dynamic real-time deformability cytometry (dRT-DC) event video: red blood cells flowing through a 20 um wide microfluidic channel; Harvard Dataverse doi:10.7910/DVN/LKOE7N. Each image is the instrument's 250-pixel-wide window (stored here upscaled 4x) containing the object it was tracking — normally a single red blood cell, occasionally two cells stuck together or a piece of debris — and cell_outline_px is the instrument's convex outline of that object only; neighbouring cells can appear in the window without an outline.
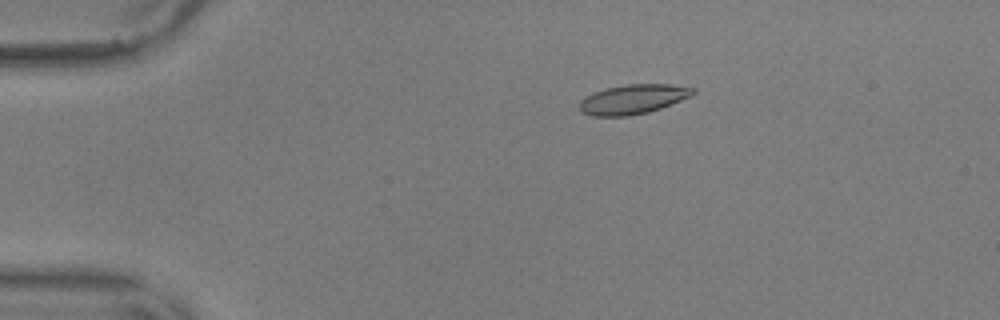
{"species": "common noctule bat (a hibernating species)", "species_latin": "Nyctalus noctula", "temperature_condition": "warm", "stored_images_in_passage": 21, "camera_frame_rate_fps": 3000, "um_per_image_px": 0.085, "animal": {"sex": "male", "body_mass_g": 17.9, "forearm_length_mm": 54.2}, "frame": {"image": 1, "passage_image": 1, "time_ms": 0.0, "image_size_px": [1000, 320], "cell_outline_px": [[696, 92], [692, 96], [660, 108], [648, 112], [628, 116], [592, 116], [580, 112], [580, 100], [592, 92], [604, 88], [628, 84], [668, 84], [696, 88]], "centroid_in_image_um": [53.79, 8.43], "position_along_channel_um": 31.2, "area_um2": 19.65}}
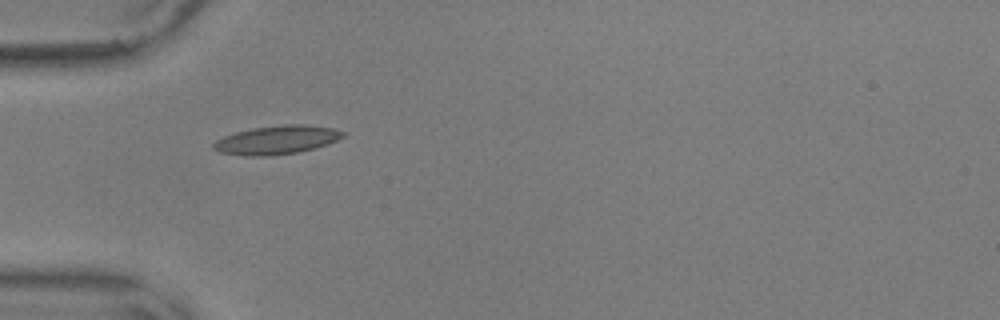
{"frame": {"image": 2, "passage_image": 8, "time_ms": 2.333, "image_size_px": [1000, 320], "cell_outline_px": [[344, 136], [328, 144], [316, 148], [296, 152], [268, 156], [244, 156], [220, 152], [212, 148], [212, 144], [216, 140], [224, 136], [236, 132], [252, 128], [284, 124], [304, 124], [332, 128], [344, 132]], "centroid_in_image_um": [23.5, 11.89], "position_along_channel_um": 61.5, "area_um2": 21.56}}
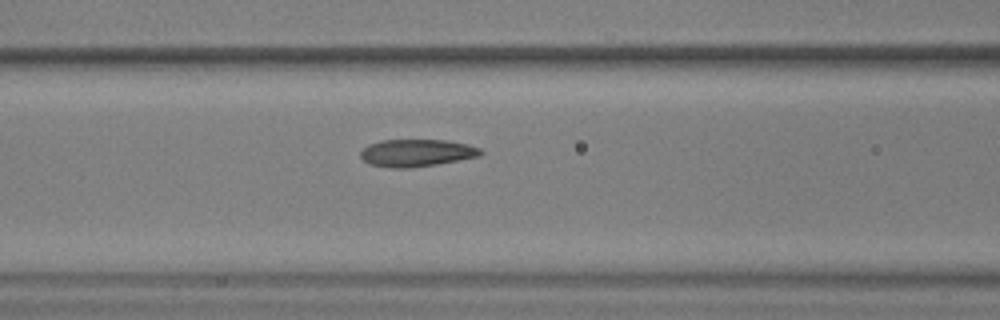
{"frame": {"image": 3, "passage_image": 14, "time_ms": 4.333, "image_size_px": [1000, 320], "cell_outline_px": [[484, 152], [480, 156], [436, 164], [408, 168], [392, 168], [368, 164], [360, 156], [360, 152], [368, 144], [380, 140], [448, 140], [468, 144], [480, 148]], "centroid_in_image_um": [35.41, 12.99], "position_along_channel_um": 131.2, "area_um2": 19.19}}